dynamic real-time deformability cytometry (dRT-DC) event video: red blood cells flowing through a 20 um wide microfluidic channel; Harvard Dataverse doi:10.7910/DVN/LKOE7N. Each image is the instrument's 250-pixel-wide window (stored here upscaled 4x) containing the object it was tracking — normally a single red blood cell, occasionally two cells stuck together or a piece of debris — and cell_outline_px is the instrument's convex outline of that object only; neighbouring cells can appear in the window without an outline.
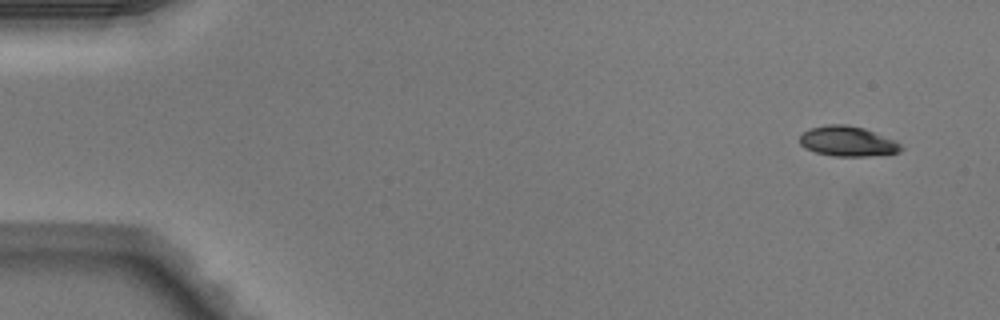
{"species": "Egyptian fruit bat (a non-hibernating species)", "species_latin": "Rousettus aegyptiacus", "temperature_condition": "warm", "stored_images_in_passage": 39, "camera_frame_rate_fps": 3000, "um_per_image_px": 0.085, "animal": {"sex": "male"}, "frame": {"image": 1, "passage_image": 1, "time_ms": 0.0, "image_size_px": [1000, 320], "cell_outline_px": [[904, 148], [900, 152], [868, 156], [832, 156], [816, 152], [804, 148], [800, 144], [800, 136], [804, 132], [812, 128], [828, 124], [844, 124], [864, 128], [896, 140]], "centroid_in_image_um": [72.07, 12.01], "position_along_channel_um": 12.9, "area_um2": 17.74}}
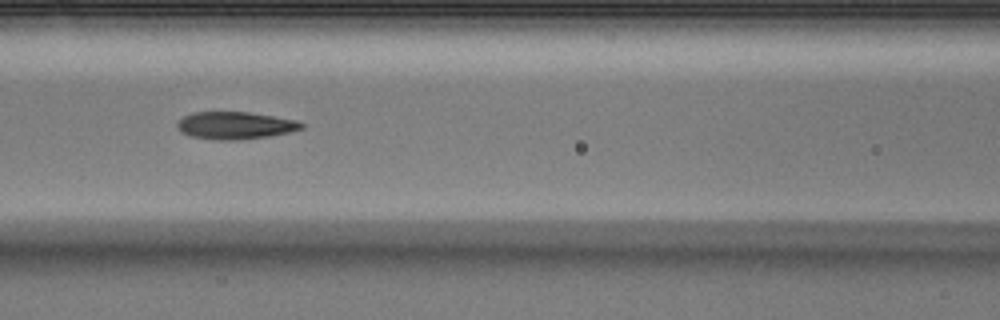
{"frame": {"image": 2, "passage_image": 20, "time_ms": 6.333, "image_size_px": [1000, 320], "cell_outline_px": [[304, 128], [288, 132], [268, 136], [244, 140], [216, 140], [192, 136], [180, 132], [176, 128], [176, 124], [184, 116], [192, 112], [248, 112], [296, 120], [304, 124]], "centroid_in_image_um": [19.96, 10.67], "position_along_channel_um": 146.6, "area_um2": 19.83}}
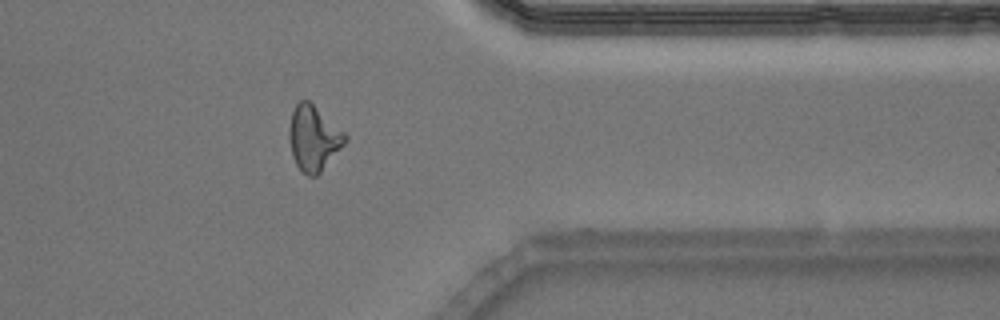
{"frame": {"image": 3, "passage_image": 38, "time_ms": 12.333, "image_size_px": [1000, 320], "cell_outline_px": [[348, 140], [320, 172], [316, 176], [308, 176], [296, 164], [292, 156], [288, 136], [288, 128], [292, 112], [296, 104], [300, 100], [308, 100], [344, 132], [348, 136]], "centroid_in_image_um": [26.63, 11.74], "position_along_channel_um": 384.8, "area_um2": 20.98}}